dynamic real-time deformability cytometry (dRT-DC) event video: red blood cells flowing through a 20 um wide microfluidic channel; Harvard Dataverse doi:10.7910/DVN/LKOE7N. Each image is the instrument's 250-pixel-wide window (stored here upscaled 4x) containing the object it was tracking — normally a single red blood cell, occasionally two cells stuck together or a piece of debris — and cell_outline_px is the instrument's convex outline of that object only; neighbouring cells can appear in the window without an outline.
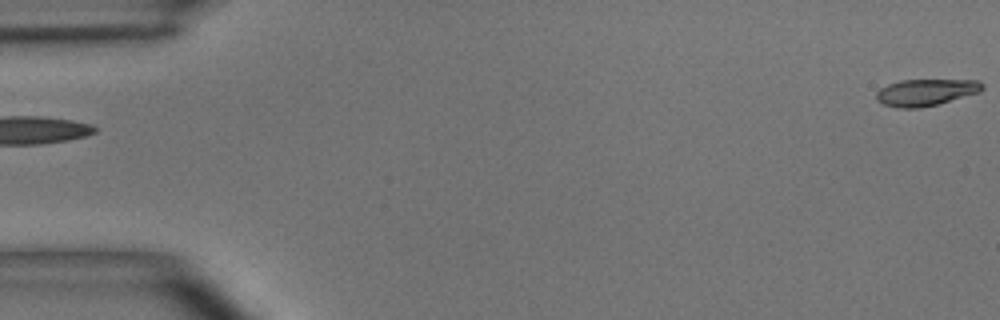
{"species": "common noctule bat (a hibernating species)", "species_latin": "Nyctalus noctula", "temperature_condition": "room temperature", "stored_images_in_passage": 6, "segment_of_instrument_passage": [2, 2], "camera_frame_rate_fps": 3000, "um_per_image_px": 0.085, "animal": {"sex": "male", "body_mass_g": 15.6}, "frame": {"image": 1, "passage_image": 6, "time_ms": 5.667, "image_size_px": [1000, 320], "cell_outline_px": [[984, 88], [980, 92], [936, 104], [920, 108], [900, 108], [884, 104], [876, 100], [876, 92], [880, 88], [888, 84], [900, 80], [980, 80], [984, 84]], "centroid_in_image_um": [78.7, 7.84], "position_along_channel_um": 6.3, "area_um2": 16.47}}